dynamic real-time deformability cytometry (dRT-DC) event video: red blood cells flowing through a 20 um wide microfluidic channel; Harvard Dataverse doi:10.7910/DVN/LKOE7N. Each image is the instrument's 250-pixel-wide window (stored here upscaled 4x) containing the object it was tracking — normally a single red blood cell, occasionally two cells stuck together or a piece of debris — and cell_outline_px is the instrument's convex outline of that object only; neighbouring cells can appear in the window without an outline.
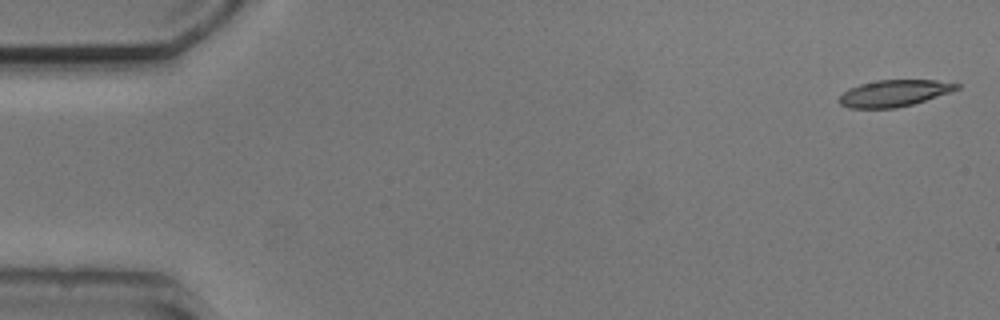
{"species": "common noctule bat (a hibernating species)", "species_latin": "Nyctalus noctula", "temperature_condition": "cold", "stored_images_in_passage": 5, "camera_frame_rate_fps": 3000, "um_per_image_px": 0.085, "animal": {"sex": "male", "body_mass_g": 20.5, "forearm_length_mm": 52.5}, "frame": {"image": 1, "passage_image": 1, "time_ms": 0.0, "image_size_px": [1000, 320], "cell_outline_px": [[960, 88], [912, 104], [896, 108], [848, 108], [840, 104], [836, 100], [848, 88], [860, 84], [876, 80], [936, 80], [960, 84]], "centroid_in_image_um": [75.93, 7.92], "position_along_channel_um": 9.1, "area_um2": 18.09}}
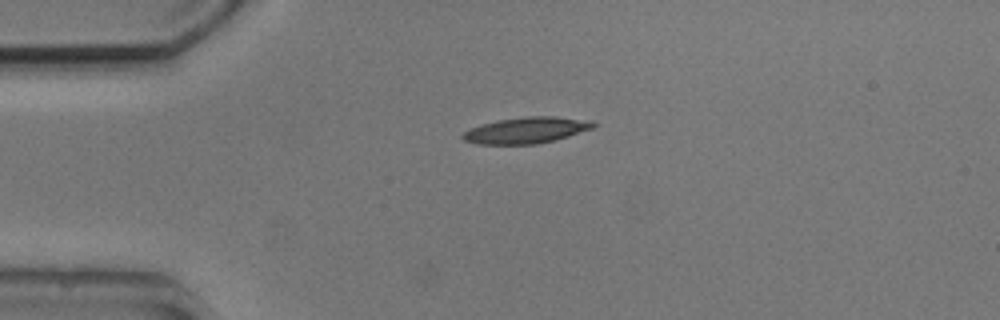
{"frame": {"image": 2, "passage_image": 4, "time_ms": 3.667, "image_size_px": [1000, 320], "cell_outline_px": [[596, 124], [592, 128], [556, 140], [536, 144], [476, 144], [464, 140], [460, 136], [464, 132], [472, 128], [496, 120], [528, 116], [556, 116], [588, 120]], "centroid_in_image_um": [44.72, 11.07], "position_along_channel_um": 40.3, "area_um2": 19.77}}